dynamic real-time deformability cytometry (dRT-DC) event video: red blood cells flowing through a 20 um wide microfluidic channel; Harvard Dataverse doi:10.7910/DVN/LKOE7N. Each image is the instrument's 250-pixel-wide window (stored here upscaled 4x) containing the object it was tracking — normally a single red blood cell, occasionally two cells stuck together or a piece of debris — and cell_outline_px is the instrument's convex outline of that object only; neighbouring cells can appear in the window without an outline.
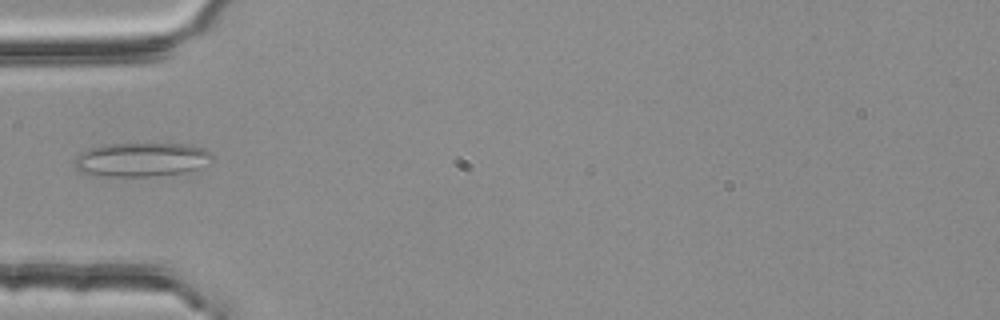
{"species": "common noctule bat (a hibernating species)", "species_latin": "Nyctalus noctula", "temperature_condition": "room temperature", "stored_images_in_passage": 4, "camera_frame_rate_fps": 3000, "um_per_image_px": 0.085, "animal": {"sex": "female", "body_mass_g": 25.1}, "frame": {"image": 1, "passage_image": 4, "time_ms": 1.0, "image_size_px": [1000, 320], "cell_outline_px": [[216, 160], [196, 168], [184, 172], [152, 176], [96, 176], [80, 172], [72, 164], [72, 160], [80, 152], [88, 148], [104, 144], [184, 144], [204, 148], [212, 152]], "centroid_in_image_um": [11.98, 13.56], "position_along_channel_um": 73.0, "area_um2": 27.63}}